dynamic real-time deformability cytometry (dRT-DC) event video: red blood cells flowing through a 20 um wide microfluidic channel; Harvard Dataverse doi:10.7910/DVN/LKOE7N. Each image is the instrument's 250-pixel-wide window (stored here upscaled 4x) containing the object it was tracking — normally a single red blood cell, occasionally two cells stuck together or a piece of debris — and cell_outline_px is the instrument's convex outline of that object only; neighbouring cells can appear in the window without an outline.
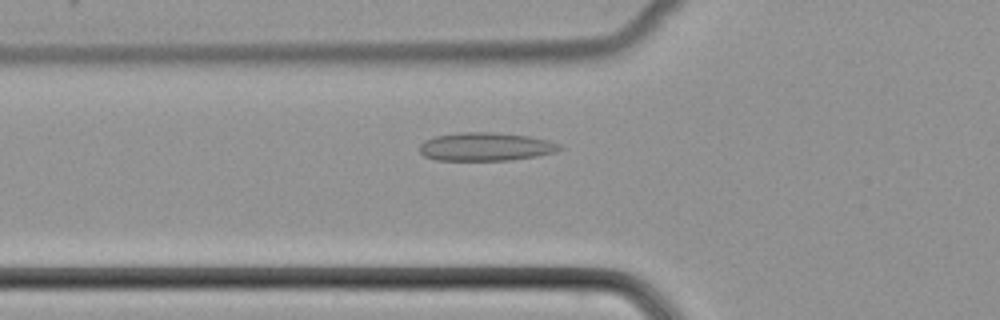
{"species": "common noctule bat (a hibernating species)", "species_latin": "Nyctalus noctula", "temperature_condition": "cold", "stored_images_in_passage": 44, "camera_frame_rate_fps": 3000, "um_per_image_px": 0.085, "animal": {"sex": "female", "body_mass_g": 22.7, "forearm_length_mm": 54.2}, "frame": {"image": 1, "passage_image": 11, "time_ms": 3.333, "image_size_px": [1000, 320], "cell_outline_px": [[564, 148], [556, 152], [536, 156], [508, 160], [436, 160], [424, 156], [420, 152], [420, 144], [424, 140], [436, 136], [460, 132], [496, 132], [528, 136], [548, 140], [560, 144]], "centroid_in_image_um": [41.29, 12.46], "position_along_channel_um": 84.5, "area_um2": 23.18}}
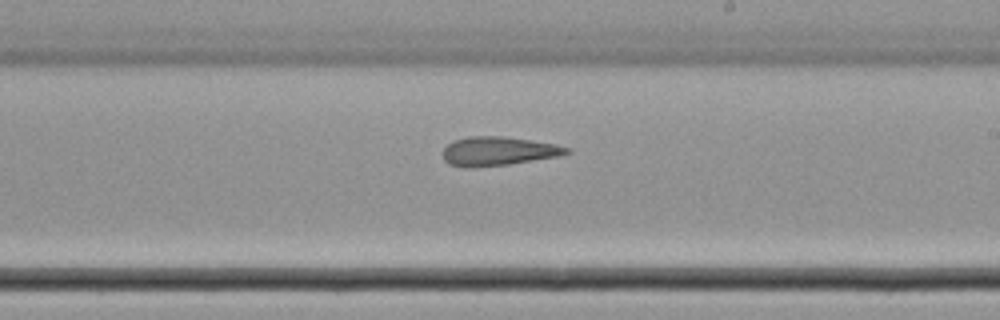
{"frame": {"image": 2, "passage_image": 23, "time_ms": 7.333, "image_size_px": [1000, 320], "cell_outline_px": [[572, 152], [556, 156], [508, 164], [472, 168], [468, 168], [448, 164], [444, 160], [440, 152], [448, 144], [456, 140], [468, 136], [504, 136], [556, 144], [572, 148]], "centroid_in_image_um": [42.31, 12.85], "position_along_channel_um": 246.7, "area_um2": 20.92}}
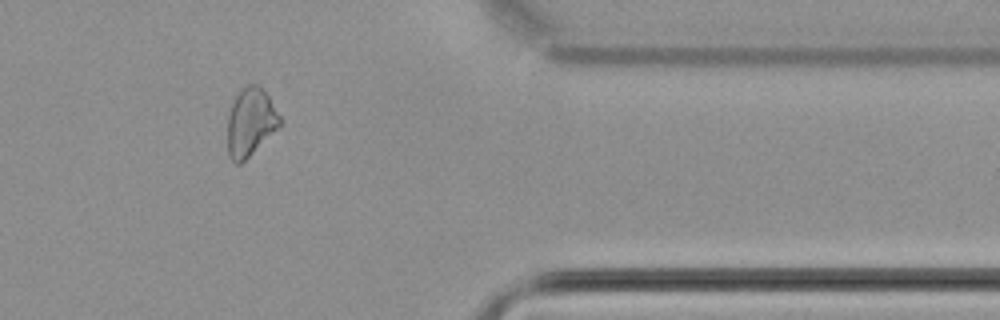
{"frame": {"image": 3, "passage_image": 35, "time_ms": 11.333, "image_size_px": [1000, 320], "cell_outline_px": [[284, 124], [280, 128], [240, 164], [236, 164], [228, 156], [228, 112], [240, 88], [248, 84], [256, 84], [268, 96], [280, 116]], "centroid_in_image_um": [21.31, 10.4], "position_along_channel_um": 390.1, "area_um2": 20.87}}